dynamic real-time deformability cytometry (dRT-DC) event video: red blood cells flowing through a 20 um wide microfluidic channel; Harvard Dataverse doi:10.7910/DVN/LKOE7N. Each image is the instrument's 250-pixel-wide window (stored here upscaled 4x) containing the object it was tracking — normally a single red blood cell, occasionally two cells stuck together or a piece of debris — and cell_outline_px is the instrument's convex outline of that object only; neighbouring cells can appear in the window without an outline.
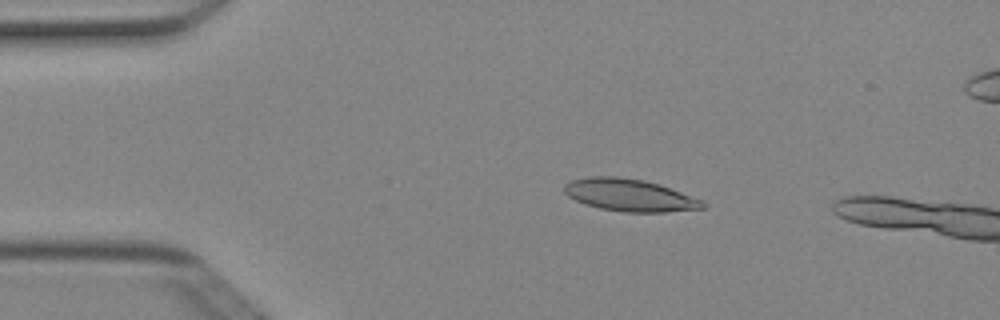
{"species": "Egyptian fruit bat (a non-hibernating species)", "species_latin": "Rousettus aegyptiacus", "temperature_condition": "cold", "stored_images_in_passage": 4, "camera_frame_rate_fps": 3000, "um_per_image_px": 0.085, "animal": {"sex": "female"}, "frame": {"image": 1, "passage_image": 3, "time_ms": 0.667, "image_size_px": [1000, 320], "cell_outline_px": [[708, 204], [704, 208], [664, 212], [624, 212], [600, 208], [584, 204], [568, 196], [564, 192], [564, 184], [572, 180], [588, 176], [616, 176], [644, 180], [660, 184], [704, 200]], "centroid_in_image_um": [53.54, 16.58], "position_along_channel_um": 31.5, "area_um2": 26.24}}